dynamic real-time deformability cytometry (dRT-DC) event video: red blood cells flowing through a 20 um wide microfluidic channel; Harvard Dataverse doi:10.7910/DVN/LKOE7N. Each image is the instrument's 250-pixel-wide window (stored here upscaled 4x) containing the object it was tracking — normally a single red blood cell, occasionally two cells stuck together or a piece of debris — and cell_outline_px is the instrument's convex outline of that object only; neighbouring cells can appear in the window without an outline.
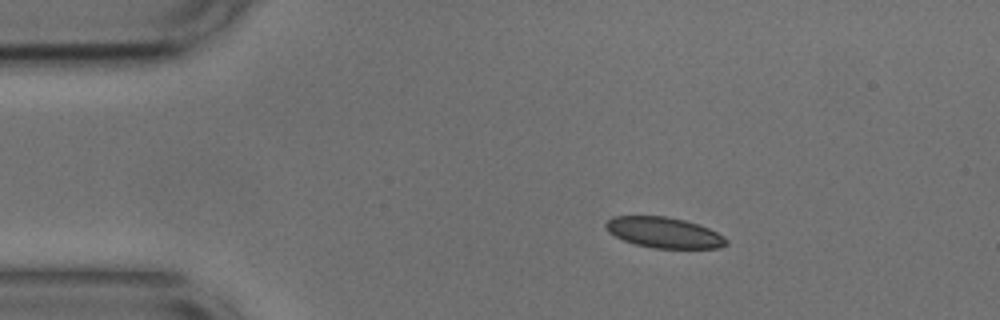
{"species": "common noctule bat (a hibernating species)", "species_latin": "Nyctalus noctula", "temperature_condition": "cold", "stored_images_in_passage": 17, "camera_frame_rate_fps": 3000, "um_per_image_px": 0.085, "animal": {"sex": "male", "body_mass_g": 17.9, "forearm_length_mm": 54.2}, "frame": {"image": 1, "passage_image": 1, "time_ms": 0.0, "image_size_px": [1000, 320], "cell_outline_px": [[728, 244], [720, 248], [652, 248], [636, 244], [624, 240], [608, 232], [604, 224], [612, 216], [664, 216], [684, 220], [708, 228], [724, 236], [728, 240]], "centroid_in_image_um": [56.44, 19.77], "position_along_channel_um": 28.6, "area_um2": 21.44}}
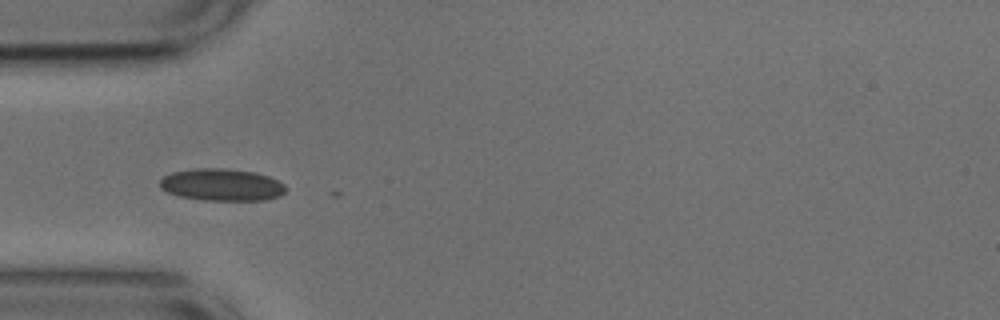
{"frame": {"image": 2, "passage_image": 8, "time_ms": 2.333, "image_size_px": [1000, 320], "cell_outline_px": [[288, 188], [280, 196], [268, 200], [204, 200], [180, 196], [168, 192], [160, 188], [160, 180], [164, 176], [172, 172], [196, 168], [220, 168], [252, 172], [268, 176], [284, 184]], "centroid_in_image_um": [18.86, 15.71], "position_along_channel_um": 66.1, "area_um2": 23.47}}